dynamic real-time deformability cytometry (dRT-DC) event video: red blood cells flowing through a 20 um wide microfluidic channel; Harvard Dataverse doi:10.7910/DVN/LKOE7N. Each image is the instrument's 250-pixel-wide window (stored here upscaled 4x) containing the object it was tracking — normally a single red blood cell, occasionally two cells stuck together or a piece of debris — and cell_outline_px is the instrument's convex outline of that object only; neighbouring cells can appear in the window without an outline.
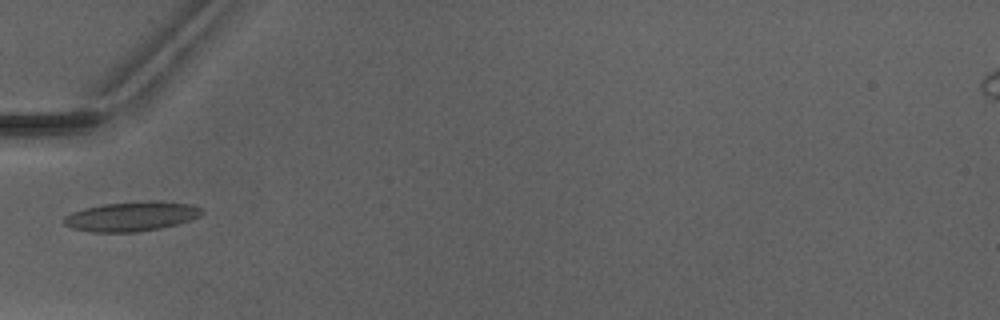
{"species": "Egyptian fruit bat (a non-hibernating species)", "species_latin": "Rousettus aegyptiacus", "temperature_condition": "warm", "stored_images_in_passage": 3, "camera_frame_rate_fps": 3000, "um_per_image_px": 0.085, "animal": {"sex": "male"}, "frame": {"image": 1, "passage_image": 3, "time_ms": 2.333, "image_size_px": [1000, 320], "cell_outline_px": [[204, 212], [200, 216], [192, 220], [160, 228], [136, 232], [92, 232], [72, 228], [64, 224], [64, 216], [72, 212], [84, 208], [104, 204], [148, 200], [160, 200], [192, 204], [204, 208]], "centroid_in_image_um": [11.24, 18.38], "position_along_channel_um": 73.8, "area_um2": 24.04}}